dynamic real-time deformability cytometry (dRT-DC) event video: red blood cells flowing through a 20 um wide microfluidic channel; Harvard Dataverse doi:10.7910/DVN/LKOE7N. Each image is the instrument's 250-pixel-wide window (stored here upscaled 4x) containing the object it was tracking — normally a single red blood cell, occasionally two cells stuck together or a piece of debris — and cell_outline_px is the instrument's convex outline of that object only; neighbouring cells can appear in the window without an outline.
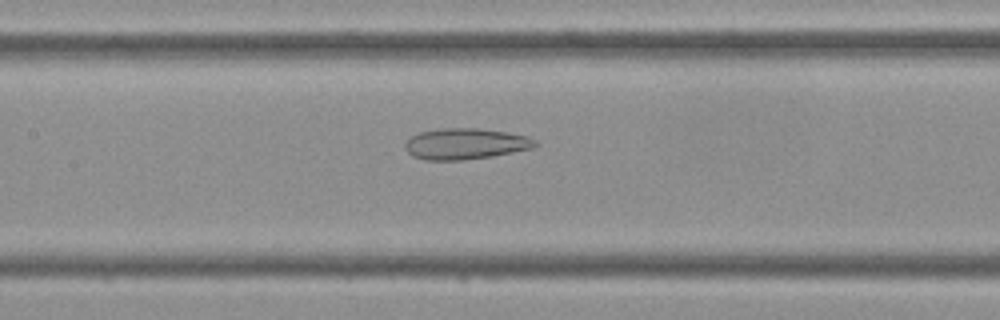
{"species": "Egyptian fruit bat (a non-hibernating species)", "species_latin": "Rousettus aegyptiacus", "temperature_condition": "cold", "stored_images_in_passage": 44, "camera_frame_rate_fps": 3000, "um_per_image_px": 0.085, "frame": {"image": 1, "passage_image": 20, "time_ms": 6.333, "image_size_px": [1000, 320], "cell_outline_px": [[540, 144], [536, 148], [492, 156], [464, 160], [424, 160], [412, 156], [404, 148], [404, 144], [412, 136], [420, 132], [440, 128], [476, 128], [508, 132], [528, 136], [536, 140]], "centroid_in_image_um": [39.6, 12.23], "position_along_channel_um": 167.8, "area_um2": 23.81}}
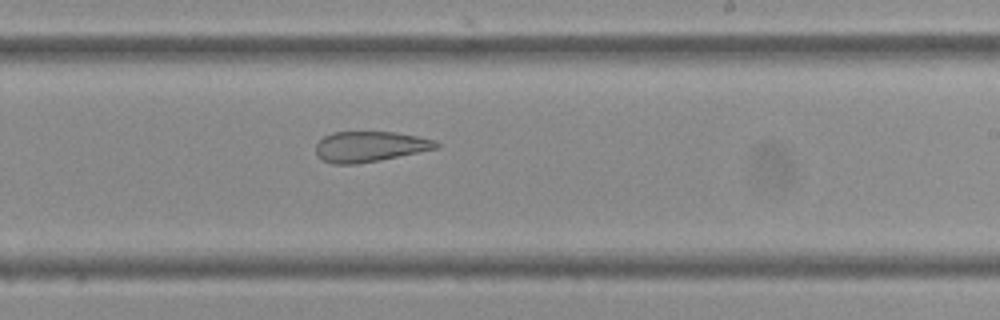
{"frame": {"image": 2, "passage_image": 26, "time_ms": 8.333, "image_size_px": [1000, 320], "cell_outline_px": [[440, 148], [380, 160], [356, 164], [332, 164], [320, 160], [316, 156], [316, 144], [324, 136], [332, 132], [396, 132], [436, 140], [440, 144]], "centroid_in_image_um": [31.43, 12.46], "position_along_channel_um": 257.6, "area_um2": 21.62}}
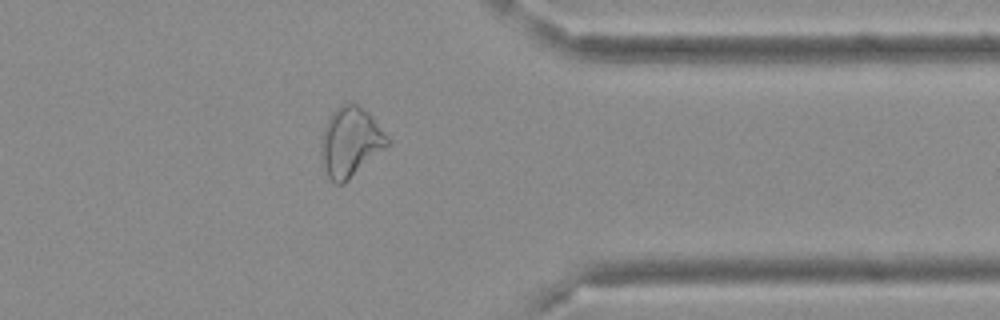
{"frame": {"image": 3, "passage_image": 35, "time_ms": 11.333, "image_size_px": [1000, 320], "cell_outline_px": [[388, 144], [344, 184], [336, 184], [328, 176], [320, 152], [320, 140], [324, 128], [332, 112], [336, 108], [344, 104], [356, 104], [368, 112], [388, 136]], "centroid_in_image_um": [29.76, 12.07], "position_along_channel_um": 381.6, "area_um2": 26.24}}